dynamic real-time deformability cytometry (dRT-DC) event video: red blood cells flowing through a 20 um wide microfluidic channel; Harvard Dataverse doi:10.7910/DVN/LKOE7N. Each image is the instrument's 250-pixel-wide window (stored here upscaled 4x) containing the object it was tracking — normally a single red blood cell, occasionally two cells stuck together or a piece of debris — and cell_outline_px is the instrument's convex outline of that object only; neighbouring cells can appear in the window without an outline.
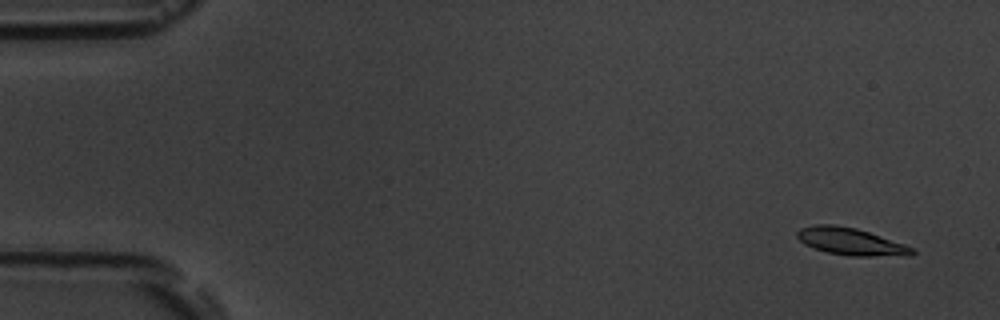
{"species": "common noctule bat (a hibernating species)", "species_latin": "Nyctalus noctula", "temperature_condition": "room temperature", "stored_images_in_passage": 6, "camera_frame_rate_fps": 3000, "um_per_image_px": 0.085, "animal": {"sex": "male", "body_mass_g": 19.5, "forearm_length_mm": 54.6}, "frame": {"image": 1, "passage_image": 2, "time_ms": 1.0, "image_size_px": [1000, 320], "cell_outline_px": [[916, 252], [912, 256], [852, 256], [828, 252], [804, 244], [796, 236], [796, 232], [800, 228], [816, 224], [836, 224], [856, 228], [916, 248]], "centroid_in_image_um": [72.35, 20.53], "position_along_channel_um": 12.6, "area_um2": 18.26}}